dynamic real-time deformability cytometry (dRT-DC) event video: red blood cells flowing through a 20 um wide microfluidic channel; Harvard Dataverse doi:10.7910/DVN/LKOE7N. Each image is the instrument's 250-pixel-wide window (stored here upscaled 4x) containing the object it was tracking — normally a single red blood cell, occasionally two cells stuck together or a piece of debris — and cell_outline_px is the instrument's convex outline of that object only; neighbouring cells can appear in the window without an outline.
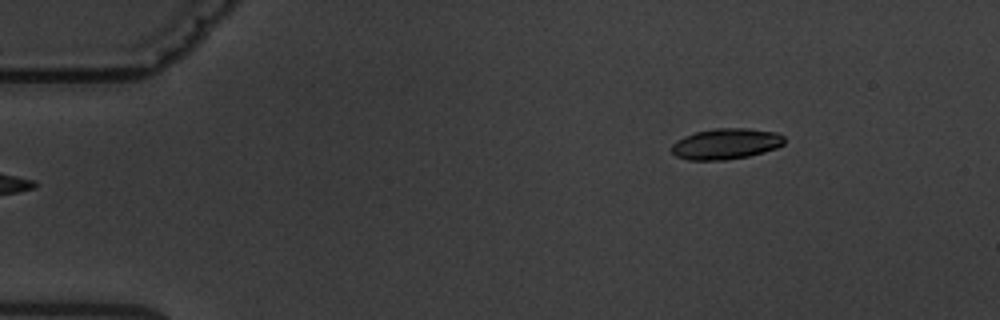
{"species": "common noctule bat (a hibernating species)", "species_latin": "Nyctalus noctula", "temperature_condition": "warm", "stored_images_in_passage": 6, "segment_of_instrument_passage": [2, 2], "camera_frame_rate_fps": 3000, "um_per_image_px": 0.085, "animal": {"sex": "male", "body_mass_g": 19.5, "forearm_length_mm": 54.6}, "frame": {"image": 1, "passage_image": 6, "time_ms": 6.333, "image_size_px": [1000, 320], "cell_outline_px": [[784, 144], [776, 148], [764, 152], [748, 156], [724, 160], [688, 160], [676, 156], [672, 152], [672, 144], [676, 140], [684, 136], [696, 132], [716, 128], [748, 128], [776, 132], [784, 136]], "centroid_in_image_um": [61.7, 12.22], "position_along_channel_um": 23.3, "area_um2": 20.29}}